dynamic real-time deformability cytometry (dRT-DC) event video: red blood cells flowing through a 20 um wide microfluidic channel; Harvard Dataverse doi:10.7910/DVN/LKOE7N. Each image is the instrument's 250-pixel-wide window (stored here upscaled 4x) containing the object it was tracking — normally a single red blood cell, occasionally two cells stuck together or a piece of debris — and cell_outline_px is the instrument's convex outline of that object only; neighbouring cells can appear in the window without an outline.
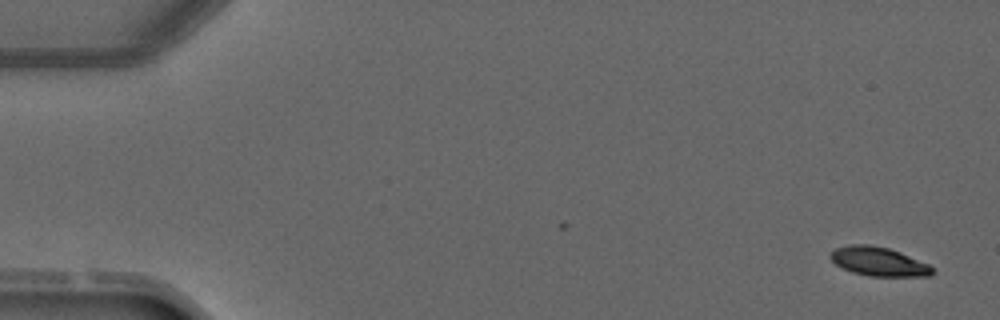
{"species": "common noctule bat (a hibernating species)", "species_latin": "Nyctalus noctula", "temperature_condition": "warm", "stored_images_in_passage": 2, "camera_frame_rate_fps": 3000, "um_per_image_px": 0.085, "animal": {"sex": "male", "forearm_length_mm": 52.5}, "frame": {"image": 1, "passage_image": 2, "time_ms": 1.0, "image_size_px": [1000, 320], "cell_outline_px": [[936, 272], [932, 276], [868, 276], [852, 272], [836, 264], [828, 256], [836, 248], [848, 244], [868, 244], [888, 248], [900, 252], [928, 264]], "centroid_in_image_um": [74.69, 22.23], "position_along_channel_um": 10.3, "area_um2": 17.17}}